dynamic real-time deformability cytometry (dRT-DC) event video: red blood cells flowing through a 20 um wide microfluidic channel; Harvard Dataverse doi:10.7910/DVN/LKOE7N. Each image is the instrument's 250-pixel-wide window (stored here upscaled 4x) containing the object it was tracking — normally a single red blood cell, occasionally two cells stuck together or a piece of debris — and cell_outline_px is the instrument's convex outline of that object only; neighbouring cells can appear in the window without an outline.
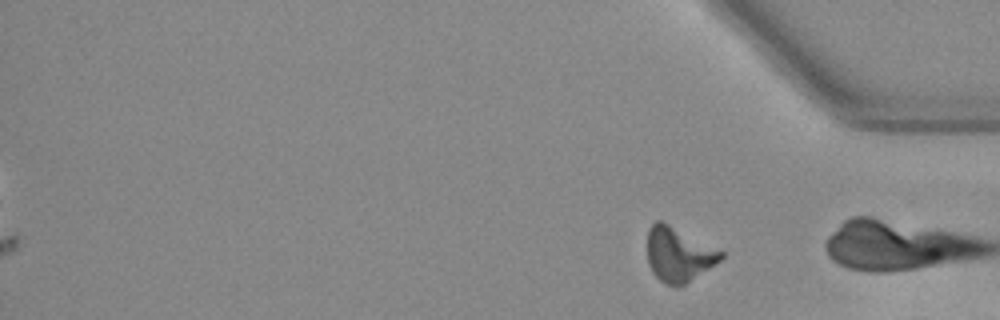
{"species": "Egyptian fruit bat (a non-hibernating species)", "species_latin": "Rousettus aegyptiacus", "temperature_condition": "warm", "stored_images_in_passage": 14, "segment_of_instrument_passage": [2, 2], "camera_frame_rate_fps": 3000, "um_per_image_px": 0.085, "animal": {"sex": "female"}, "frame": {"image": 1, "passage_image": 14, "time_ms": 17.667, "image_size_px": [1000, 320], "cell_outline_px": [[724, 256], [720, 260], [684, 284], [664, 284], [652, 272], [648, 264], [648, 228], [656, 220], [660, 220], [724, 252]], "centroid_in_image_um": [57.64, 21.61], "position_along_channel_um": 377.6, "area_um2": 22.66}}